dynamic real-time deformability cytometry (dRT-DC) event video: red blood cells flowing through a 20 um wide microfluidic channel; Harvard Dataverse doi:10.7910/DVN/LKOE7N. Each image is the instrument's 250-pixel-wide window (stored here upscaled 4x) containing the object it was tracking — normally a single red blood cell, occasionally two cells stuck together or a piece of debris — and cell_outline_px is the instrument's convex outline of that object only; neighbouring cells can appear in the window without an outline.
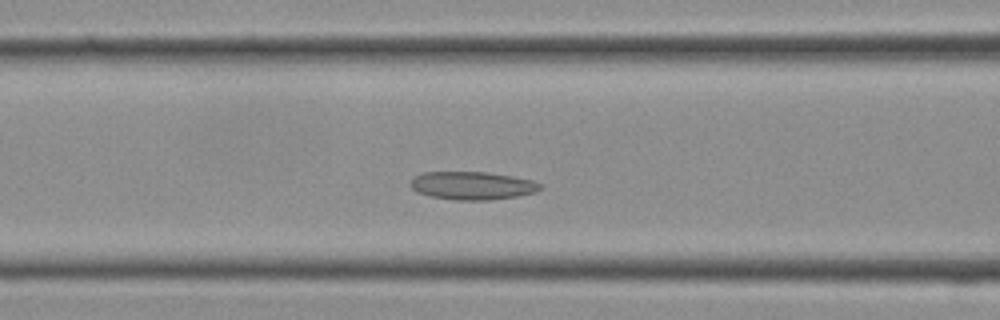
{"species": "Egyptian fruit bat (a non-hibernating species)", "species_latin": "Rousettus aegyptiacus", "temperature_condition": "cold", "stored_images_in_passage": 16, "camera_frame_rate_fps": 3000, "um_per_image_px": 0.085, "frame": {"image": 1, "passage_image": 10, "time_ms": 3.0, "image_size_px": [1000, 320], "cell_outline_px": [[544, 188], [536, 192], [516, 196], [488, 200], [456, 200], [432, 196], [416, 192], [408, 184], [412, 176], [424, 172], [488, 172], [512, 176], [532, 180], [544, 184]], "centroid_in_image_um": [40.15, 15.77], "position_along_channel_um": 126.5, "area_um2": 21.44}}
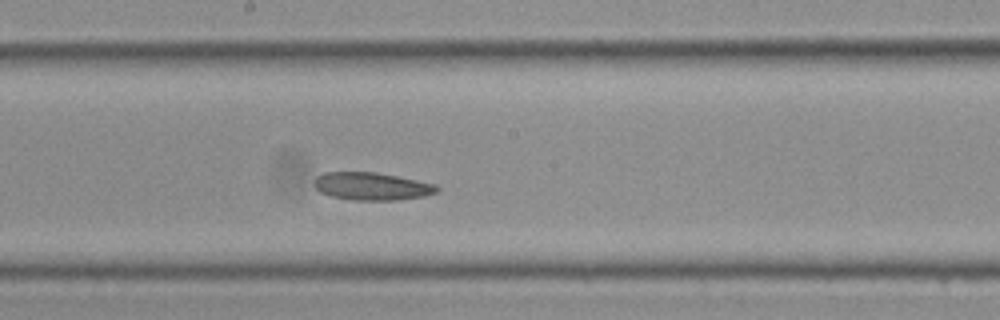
{"frame": {"image": 2, "passage_image": 14, "time_ms": 4.333, "image_size_px": [1000, 320], "cell_outline_px": [[440, 188], [436, 192], [424, 196], [396, 200], [356, 200], [332, 196], [320, 192], [316, 188], [316, 176], [324, 172], [376, 172], [436, 184]], "centroid_in_image_um": [31.62, 15.83], "position_along_channel_um": 216.6, "area_um2": 19.59}}
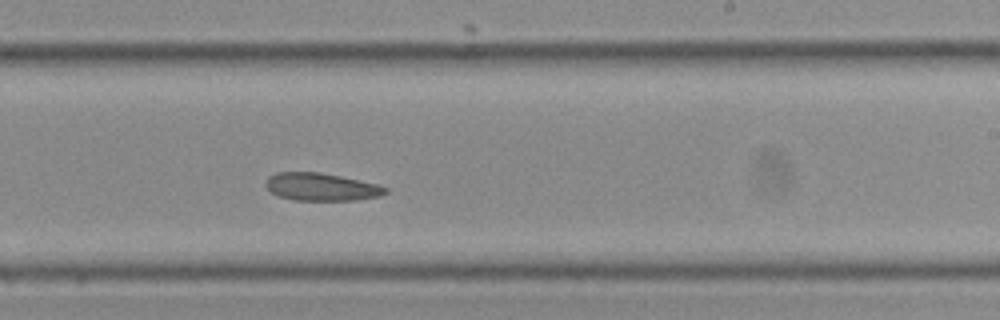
{"frame": {"image": 3, "passage_image": 16, "time_ms": 5.0, "image_size_px": [1000, 320], "cell_outline_px": [[388, 192], [380, 196], [356, 200], [292, 200], [280, 196], [272, 192], [264, 184], [268, 176], [276, 172], [320, 172], [340, 176], [376, 184], [388, 188]], "centroid_in_image_um": [27.3, 15.88], "position_along_channel_um": 261.7, "area_um2": 19.25}}